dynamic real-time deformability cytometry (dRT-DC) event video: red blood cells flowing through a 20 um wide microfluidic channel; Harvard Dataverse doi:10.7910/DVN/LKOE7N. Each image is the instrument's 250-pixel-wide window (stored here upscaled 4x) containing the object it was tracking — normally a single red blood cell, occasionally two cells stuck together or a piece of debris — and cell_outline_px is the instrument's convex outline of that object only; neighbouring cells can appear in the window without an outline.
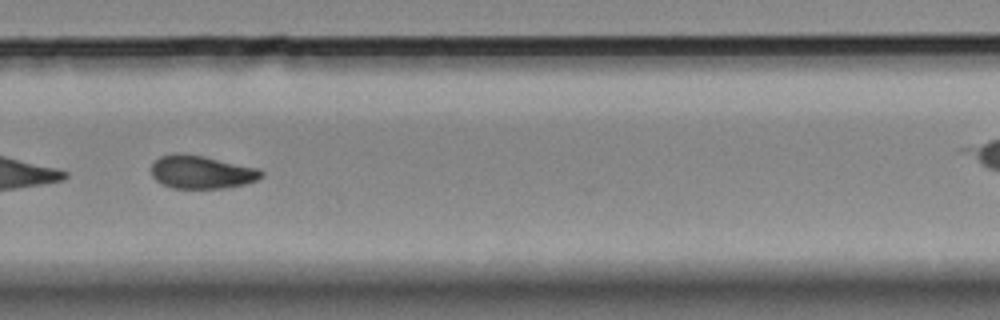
{"species": "Egyptian fruit bat (a non-hibernating species)", "species_latin": "Rousettus aegyptiacus", "temperature_condition": "room temperature", "stored_images_in_passage": 33, "camera_frame_rate_fps": 3000, "um_per_image_px": 0.085, "animal": {"sex": "female"}, "frame": {"image": 1, "passage_image": 23, "time_ms": 7.333, "image_size_px": [1000, 320], "cell_outline_px": [[264, 176], [256, 180], [244, 184], [224, 188], [172, 188], [156, 180], [152, 176], [152, 164], [160, 156], [176, 152], [180, 152], [204, 156], [260, 168], [264, 172]], "centroid_in_image_um": [17.15, 14.61], "position_along_channel_um": 312.6, "area_um2": 21.39}, "authors_computed_cell_mechanics": {"area_um2": 21.4438, "velocity_mm_per_s": 3.6869, "shape_relaxation_time_tau1_ms": 5.741, "shape_relaxation_time_tau2_ms": null, "deformation_change_tau1": 0.1582, "deformation_change_tau2": null}}